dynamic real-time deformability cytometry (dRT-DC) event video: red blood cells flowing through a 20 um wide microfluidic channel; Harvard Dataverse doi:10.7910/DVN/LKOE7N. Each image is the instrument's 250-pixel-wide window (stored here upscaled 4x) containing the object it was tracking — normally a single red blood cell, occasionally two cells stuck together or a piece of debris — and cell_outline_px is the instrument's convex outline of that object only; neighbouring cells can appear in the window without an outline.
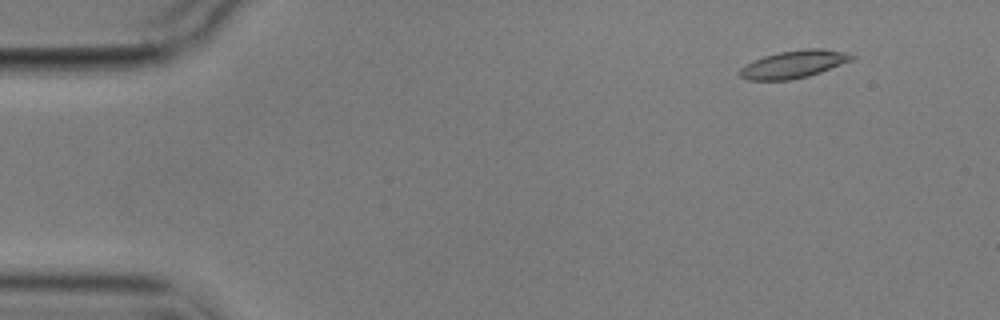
{"species": "common noctule bat (a hibernating species)", "species_latin": "Nyctalus noctula", "temperature_condition": "cold", "stored_images_in_passage": 5, "camera_frame_rate_fps": 3000, "um_per_image_px": 0.085, "animal": {"sex": "male", "body_mass_g": 17.9}, "frame": {"image": 1, "passage_image": 2, "time_ms": 1.333, "image_size_px": [1000, 320], "cell_outline_px": [[856, 56], [852, 60], [820, 72], [808, 76], [788, 80], [748, 80], [740, 76], [736, 72], [740, 68], [764, 56], [780, 52], [804, 48], [824, 48], [848, 52]], "centroid_in_image_um": [67.49, 5.45], "position_along_channel_um": 17.5, "area_um2": 17.98}}
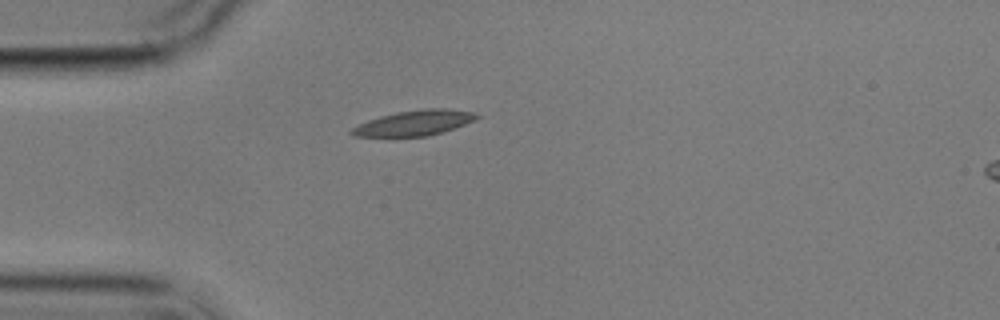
{"frame": {"image": 2, "passage_image": 5, "time_ms": 4.667, "image_size_px": [1000, 320], "cell_outline_px": [[480, 116], [476, 120], [428, 136], [356, 136], [348, 132], [352, 128], [368, 120], [380, 116], [396, 112], [428, 108], [444, 108], [472, 112]], "centroid_in_image_um": [35.21, 10.44], "position_along_channel_um": 49.8, "area_um2": 18.03}}